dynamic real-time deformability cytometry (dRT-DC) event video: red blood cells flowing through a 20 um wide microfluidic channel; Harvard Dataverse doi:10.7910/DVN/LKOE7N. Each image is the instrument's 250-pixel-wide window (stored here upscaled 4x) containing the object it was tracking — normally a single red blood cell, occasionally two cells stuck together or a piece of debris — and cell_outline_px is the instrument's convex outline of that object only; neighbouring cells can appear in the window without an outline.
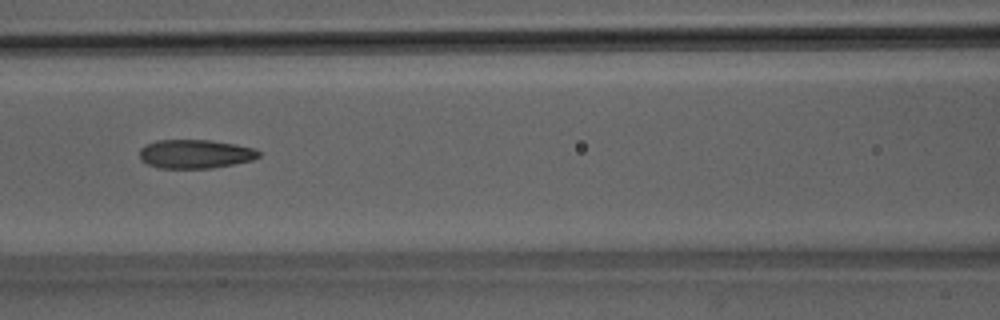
{"species": "Egyptian fruit bat (a non-hibernating species)", "species_latin": "Rousettus aegyptiacus", "temperature_condition": "room temperature", "stored_images_in_passage": 51, "camera_frame_rate_fps": 3000, "um_per_image_px": 0.085, "animal": {"sex": "male"}, "frame": {"image": 1, "passage_image": 23, "time_ms": 7.333, "image_size_px": [1000, 320], "cell_outline_px": [[260, 156], [252, 160], [212, 168], [160, 168], [148, 164], [140, 160], [140, 148], [156, 140], [208, 140], [236, 144], [252, 148], [260, 152]], "centroid_in_image_um": [16.58, 13.09], "position_along_channel_um": 150.0, "area_um2": 19.88}}
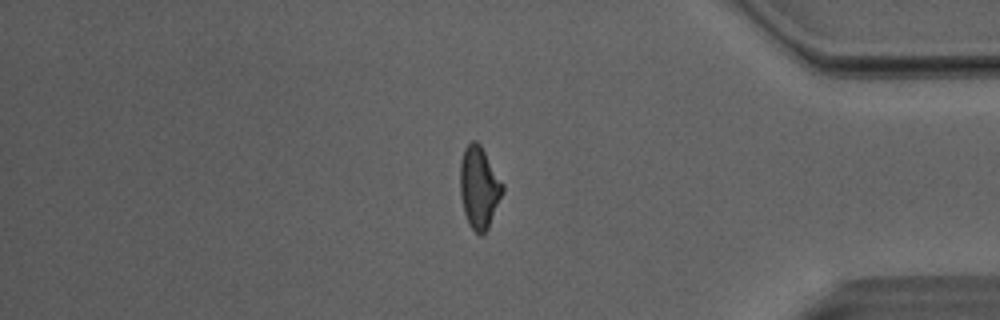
{"frame": {"image": 2, "passage_image": 43, "time_ms": 14.0, "image_size_px": [1000, 320], "cell_outline_px": [[504, 188], [488, 228], [480, 236], [468, 224], [464, 212], [460, 196], [460, 160], [464, 148], [472, 140], [476, 140], [480, 144], [504, 184]], "centroid_in_image_um": [40.7, 15.91], "position_along_channel_um": 394.5, "area_um2": 20.23}}
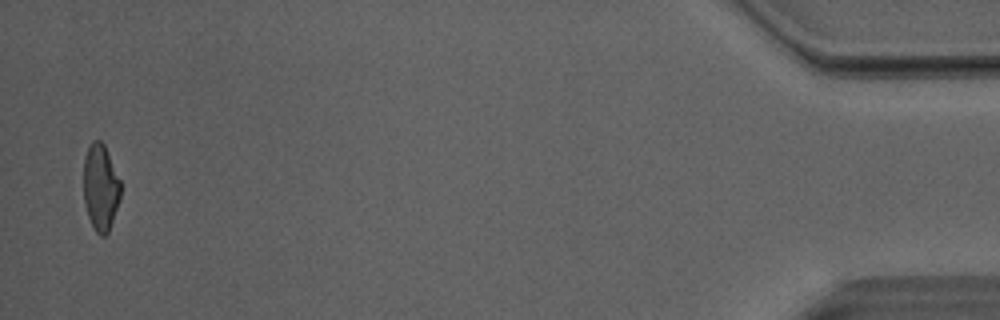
{"frame": {"image": 3, "passage_image": 50, "time_ms": 16.333, "image_size_px": [1000, 320], "cell_outline_px": [[120, 200], [108, 232], [104, 236], [100, 236], [92, 228], [88, 216], [84, 200], [84, 156], [92, 140], [100, 140], [104, 144], [120, 180]], "centroid_in_image_um": [8.54, 15.94], "position_along_channel_um": 426.7, "area_um2": 18.67}, "authors_computed_cell_mechanics": {"area_um2": 20.4034, "velocity_mm_per_s": 4.0786, "shape_relaxation_time_tau1_ms": 6.248, "shape_relaxation_time_tau2_ms": 1.4167, "deformation_change_tau1": 0.1889, "deformation_change_tau2": 0.0904}}